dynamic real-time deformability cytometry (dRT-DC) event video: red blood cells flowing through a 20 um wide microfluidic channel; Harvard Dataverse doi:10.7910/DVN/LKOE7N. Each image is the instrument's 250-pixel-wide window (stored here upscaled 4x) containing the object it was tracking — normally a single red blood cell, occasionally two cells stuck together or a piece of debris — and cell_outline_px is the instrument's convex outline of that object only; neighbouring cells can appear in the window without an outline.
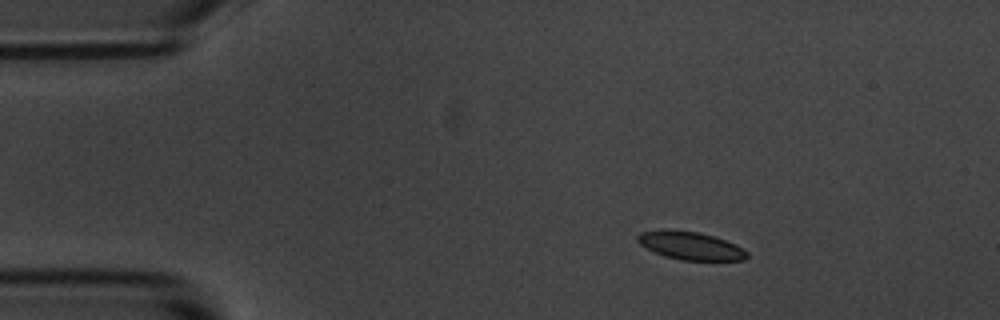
{"species": "common noctule bat (a hibernating species)", "species_latin": "Nyctalus noctula", "temperature_condition": "room temperature", "stored_images_in_passage": 3, "camera_frame_rate_fps": 3000, "um_per_image_px": 0.085, "animal": {"sex": "male", "body_mass_g": 20.1, "forearm_length_mm": 53.5}, "frame": {"image": 1, "passage_image": 1, "time_ms": 0.0, "image_size_px": [1000, 320], "cell_outline_px": [[748, 256], [744, 260], [680, 260], [664, 256], [640, 244], [636, 240], [636, 236], [640, 232], [668, 228], [700, 232], [736, 244], [748, 252]], "centroid_in_image_um": [58.67, 20.86], "position_along_channel_um": 26.3, "area_um2": 17.98}}